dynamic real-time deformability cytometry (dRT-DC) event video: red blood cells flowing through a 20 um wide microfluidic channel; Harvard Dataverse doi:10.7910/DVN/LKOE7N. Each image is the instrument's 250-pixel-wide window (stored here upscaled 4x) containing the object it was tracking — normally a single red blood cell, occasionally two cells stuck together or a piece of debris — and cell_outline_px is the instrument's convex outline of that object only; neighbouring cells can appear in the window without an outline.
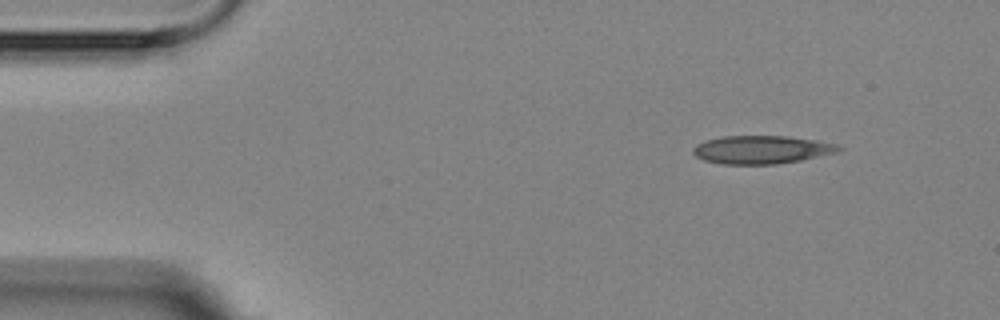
{"species": "Egyptian fruit bat (a non-hibernating species)", "species_latin": "Rousettus aegyptiacus", "temperature_condition": "room temperature", "stored_images_in_passage": 4, "camera_frame_rate_fps": 3000, "um_per_image_px": 0.085, "animal": {"sex": "female"}, "frame": {"image": 1, "passage_image": 1, "time_ms": 0.0, "image_size_px": [1000, 320], "cell_outline_px": [[844, 148], [836, 152], [800, 160], [776, 164], [720, 164], [704, 160], [696, 156], [692, 152], [692, 148], [696, 144], [708, 140], [724, 136], [788, 136], [816, 140], [836, 144]], "centroid_in_image_um": [64.71, 12.72], "position_along_channel_um": 20.3, "area_um2": 23.76}}